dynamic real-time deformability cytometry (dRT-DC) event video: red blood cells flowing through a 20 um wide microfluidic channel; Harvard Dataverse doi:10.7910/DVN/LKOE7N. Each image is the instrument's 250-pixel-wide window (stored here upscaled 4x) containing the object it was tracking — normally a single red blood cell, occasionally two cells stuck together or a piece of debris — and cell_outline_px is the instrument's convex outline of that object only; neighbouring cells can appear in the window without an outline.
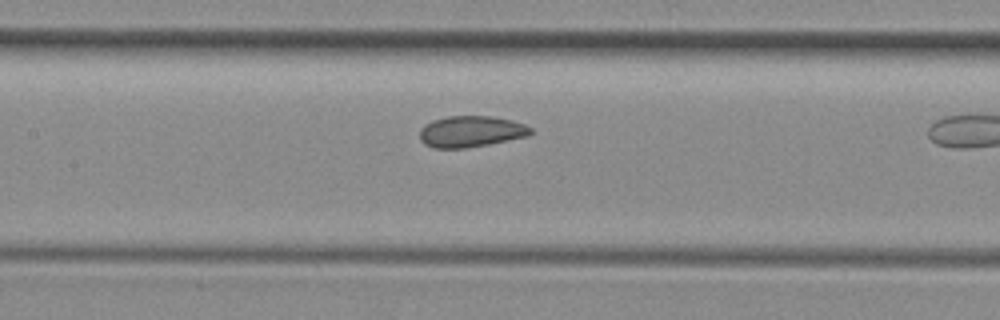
{"species": "common noctule bat (a hibernating species)", "species_latin": "Nyctalus noctula", "temperature_condition": "room temperature", "stored_images_in_passage": 16, "camera_frame_rate_fps": 3000, "um_per_image_px": 0.085, "animal": {"sex": "female", "body_mass_g": 29.2, "forearm_length_mm": 56.3}, "frame": {"image": 1, "passage_image": 12, "time_ms": 3.667, "image_size_px": [1000, 320], "cell_outline_px": [[532, 132], [528, 136], [488, 144], [464, 148], [432, 148], [424, 144], [420, 140], [420, 128], [424, 124], [432, 120], [448, 116], [492, 116], [512, 120], [524, 124], [532, 128]], "centroid_in_image_um": [40.0, 11.17], "position_along_channel_um": 167.4, "area_um2": 20.29}}